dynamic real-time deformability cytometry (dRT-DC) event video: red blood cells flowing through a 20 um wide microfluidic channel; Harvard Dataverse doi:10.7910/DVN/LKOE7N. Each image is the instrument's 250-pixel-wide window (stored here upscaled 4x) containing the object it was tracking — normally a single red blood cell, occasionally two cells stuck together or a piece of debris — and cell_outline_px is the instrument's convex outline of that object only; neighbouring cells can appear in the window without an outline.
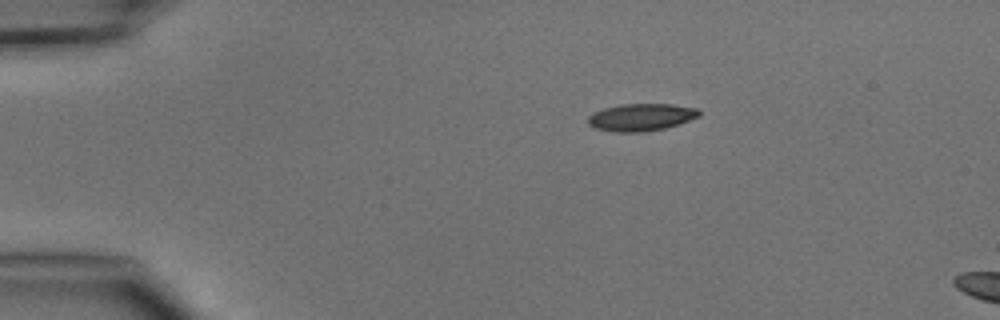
{"species": "common noctule bat (a hibernating species)", "species_latin": "Nyctalus noctula", "temperature_condition": "cold", "stored_images_in_passage": 2, "camera_frame_rate_fps": 3000, "um_per_image_px": 0.085, "animal": {"sex": "male", "body_mass_g": 15.6}, "frame": {"image": 1, "passage_image": 2, "time_ms": 2.0, "image_size_px": [1000, 320], "cell_outline_px": [[700, 116], [680, 124], [664, 128], [644, 132], [612, 132], [596, 128], [588, 124], [588, 116], [592, 112], [604, 108], [620, 104], [672, 104], [696, 108], [700, 112]], "centroid_in_image_um": [54.48, 9.96], "position_along_channel_um": 30.5, "area_um2": 17.8}}